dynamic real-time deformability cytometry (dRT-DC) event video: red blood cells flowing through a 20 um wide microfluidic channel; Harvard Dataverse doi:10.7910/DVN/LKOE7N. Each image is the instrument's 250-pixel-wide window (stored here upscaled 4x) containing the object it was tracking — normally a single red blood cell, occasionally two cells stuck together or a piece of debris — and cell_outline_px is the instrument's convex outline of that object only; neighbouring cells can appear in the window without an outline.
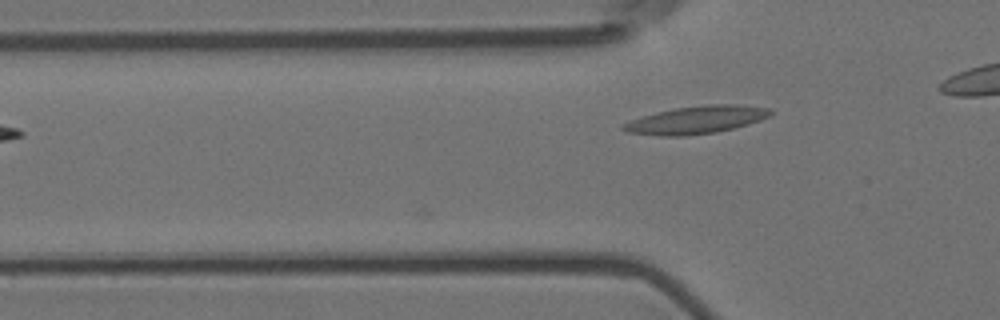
{"species": "Egyptian fruit bat (a non-hibernating species)", "species_latin": "Rousettus aegyptiacus", "temperature_condition": "room temperature", "stored_images_in_passage": 16, "camera_frame_rate_fps": 3000, "um_per_image_px": 0.085, "animal": {"sex": "female"}, "frame": {"image": 1, "passage_image": 16, "time_ms": 5.0, "image_size_px": [1000, 320], "cell_outline_px": [[772, 116], [748, 124], [716, 132], [684, 136], [660, 136], [628, 132], [620, 128], [620, 124], [656, 112], [676, 108], [708, 104], [732, 104], [772, 108]], "centroid_in_image_um": [59.2, 10.19], "position_along_channel_um": 66.6, "area_um2": 23.7}}